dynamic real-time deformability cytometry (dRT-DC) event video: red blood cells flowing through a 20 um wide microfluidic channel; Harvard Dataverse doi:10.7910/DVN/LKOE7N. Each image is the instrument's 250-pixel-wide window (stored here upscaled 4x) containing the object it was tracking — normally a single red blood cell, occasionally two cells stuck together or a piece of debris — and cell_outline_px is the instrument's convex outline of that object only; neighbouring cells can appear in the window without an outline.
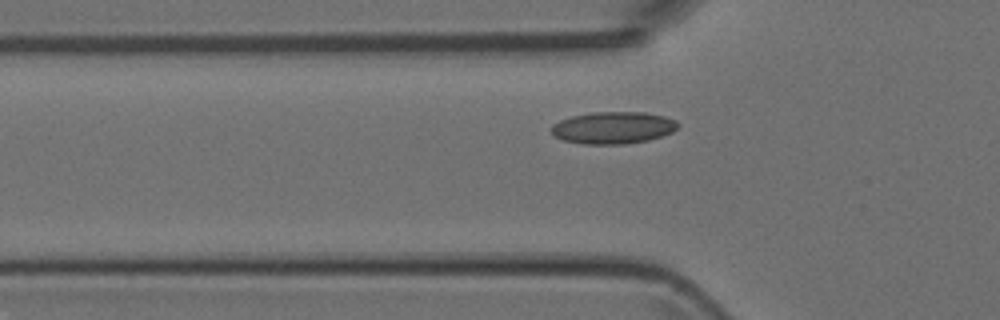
{"species": "Egyptian fruit bat (a non-hibernating species)", "species_latin": "Rousettus aegyptiacus", "temperature_condition": "room temperature", "stored_images_in_passage": 6, "camera_frame_rate_fps": 3000, "um_per_image_px": 0.085, "animal": {"sex": "female"}, "frame": {"image": 1, "passage_image": 6, "time_ms": 6.333, "image_size_px": [1000, 320], "cell_outline_px": [[680, 124], [672, 132], [648, 140], [624, 144], [584, 144], [564, 140], [552, 136], [552, 124], [560, 120], [572, 116], [592, 112], [644, 112], [664, 116], [676, 120]], "centroid_in_image_um": [52.11, 10.85], "position_along_channel_um": 73.7, "area_um2": 23.64}}